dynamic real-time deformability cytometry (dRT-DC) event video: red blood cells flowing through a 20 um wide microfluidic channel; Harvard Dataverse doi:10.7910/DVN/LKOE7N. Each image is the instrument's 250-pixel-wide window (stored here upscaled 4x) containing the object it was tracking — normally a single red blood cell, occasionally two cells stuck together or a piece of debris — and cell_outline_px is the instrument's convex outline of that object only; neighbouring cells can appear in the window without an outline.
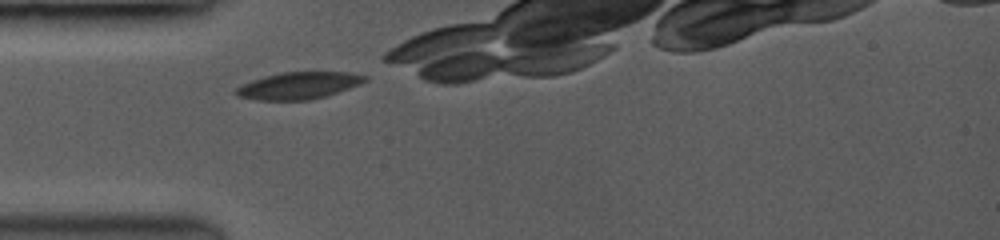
{"species": "common noctule bat (a hibernating species)", "species_latin": "Nyctalus noctula", "temperature_condition": "room temperature", "stored_images_in_passage": 18, "camera_frame_rate_fps": 3500, "um_per_image_px": 0.085, "animal": {"sex": "female", "body_mass_g": 19.0, "forearm_length_mm": 53.3}, "frame": {"image": 1, "passage_image": 1, "time_ms": 0.0, "image_size_px": [1000, 240], "cell_outline_px": [[368, 76], [364, 80], [348, 88], [324, 96], [308, 100], [260, 100], [240, 96], [236, 92], [236, 88], [252, 80], [264, 76], [284, 72], [344, 72]], "centroid_in_image_um": [25.35, 7.27], "position_along_channel_um": 59.7, "area_um2": 19.59}}